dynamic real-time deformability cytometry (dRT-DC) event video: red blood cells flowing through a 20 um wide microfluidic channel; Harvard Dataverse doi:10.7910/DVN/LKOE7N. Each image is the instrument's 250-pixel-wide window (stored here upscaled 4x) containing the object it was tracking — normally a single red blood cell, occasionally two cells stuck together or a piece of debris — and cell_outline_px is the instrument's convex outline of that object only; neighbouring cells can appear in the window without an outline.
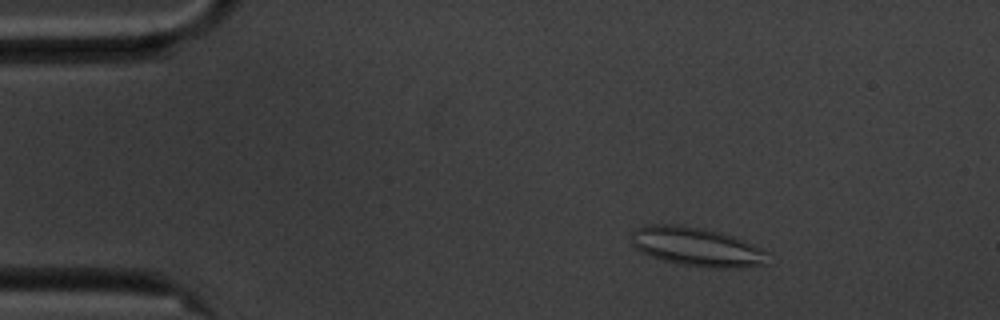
{"species": "common noctule bat (a hibernating species)", "species_latin": "Nyctalus noctula", "temperature_condition": "cold", "stored_images_in_passage": 57, "camera_frame_rate_fps": 3000, "um_per_image_px": 0.085, "animal": {"sex": "male", "body_mass_g": 20.1, "forearm_length_mm": 53.5}, "frame": {"image": 1, "passage_image": 9, "time_ms": 2.667, "image_size_px": [1000, 320], "cell_outline_px": [[768, 264], [744, 268], [708, 268], [680, 264], [664, 260], [640, 252], [632, 244], [632, 232], [636, 228], [644, 224], [672, 224], [704, 228], [720, 232], [744, 240], [768, 252]], "centroid_in_image_um": [59.24, 20.98], "position_along_channel_um": 25.8, "area_um2": 31.21}}
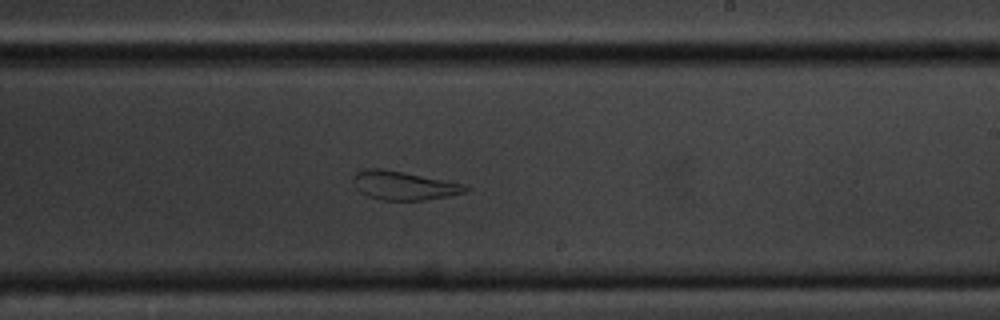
{"frame": {"image": 2, "passage_image": 34, "time_ms": 11.0, "image_size_px": [1000, 320], "cell_outline_px": [[472, 188], [468, 192], [448, 196], [424, 200], [380, 200], [368, 196], [360, 192], [356, 188], [352, 180], [352, 176], [356, 172], [364, 168], [384, 168], [464, 184]], "centroid_in_image_um": [34.3, 15.76], "position_along_channel_um": 254.7, "area_um2": 19.02}}
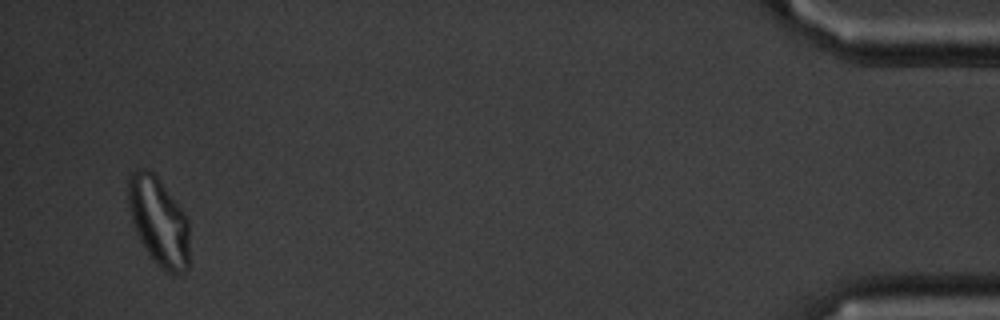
{"frame": {"image": 3, "passage_image": 55, "time_ms": 18.0, "image_size_px": [1000, 320], "cell_outline_px": [[188, 268], [180, 272], [168, 272], [160, 268], [152, 260], [140, 240], [132, 220], [128, 204], [128, 180], [132, 172], [136, 168], [148, 168], [160, 180], [184, 212], [188, 220]], "centroid_in_image_um": [13.47, 18.79], "position_along_channel_um": 421.7, "area_um2": 31.27}}